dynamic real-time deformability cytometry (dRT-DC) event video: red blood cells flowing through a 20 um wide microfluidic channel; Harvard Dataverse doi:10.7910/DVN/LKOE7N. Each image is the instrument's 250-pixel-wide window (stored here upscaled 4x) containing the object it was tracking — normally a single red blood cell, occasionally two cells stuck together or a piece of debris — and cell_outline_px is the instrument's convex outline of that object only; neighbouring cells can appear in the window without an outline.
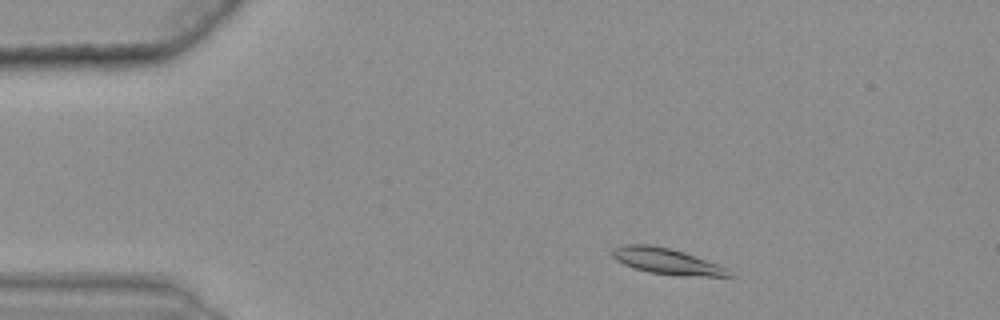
{"species": "common noctule bat (a hibernating species)", "species_latin": "Nyctalus noctula", "temperature_condition": "warm", "stored_images_in_passage": 42, "camera_frame_rate_fps": 3000, "um_per_image_px": 0.085, "animal": {"sex": "female", "body_mass_g": 25.1}, "frame": {"image": 1, "passage_image": 5, "time_ms": 1.333, "image_size_px": [1000, 320], "cell_outline_px": [[736, 276], [704, 276], [648, 272], [624, 264], [616, 260], [612, 256], [612, 248], [620, 244], [652, 244], [684, 252], [728, 268]], "centroid_in_image_um": [56.65, 22.18], "position_along_channel_um": 28.4, "area_um2": 17.4}}
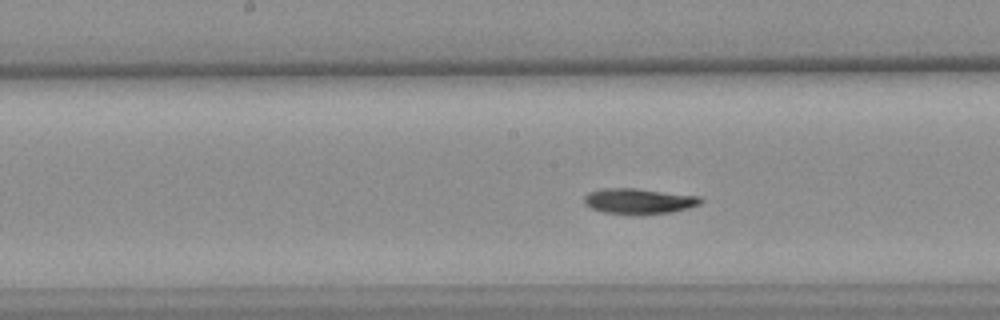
{"frame": {"image": 2, "passage_image": 24, "time_ms": 7.667, "image_size_px": [1000, 320], "cell_outline_px": [[704, 200], [700, 204], [688, 208], [672, 212], [600, 212], [584, 204], [584, 196], [588, 192], [604, 188], [636, 188], [700, 196]], "centroid_in_image_um": [54.3, 17.05], "position_along_channel_um": 193.9, "area_um2": 16.76}}
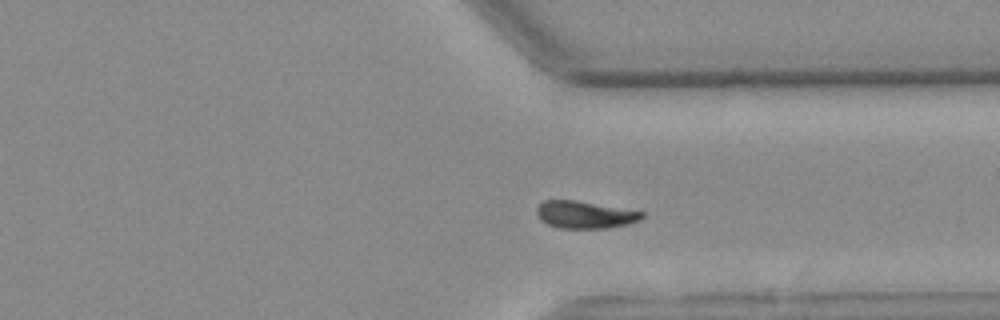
{"frame": {"image": 3, "passage_image": 38, "time_ms": 12.333, "image_size_px": [1000, 320], "cell_outline_px": [[644, 216], [640, 220], [628, 224], [608, 228], [560, 228], [548, 224], [540, 220], [536, 212], [536, 208], [544, 200], [576, 200], [644, 212]], "centroid_in_image_um": [49.71, 18.25], "position_along_channel_um": 361.7, "area_um2": 16.7}, "authors_computed_cell_mechanics": {"area_um2": 17.3978, "velocity_mm_per_s": 3.5939, "shape_relaxation_time_tau1_ms": 6.2301, "shape_relaxation_time_tau2_ms": 10.9715, "deformation_change_tau1": 0.2009, "deformation_change_tau2": 0.1548}}